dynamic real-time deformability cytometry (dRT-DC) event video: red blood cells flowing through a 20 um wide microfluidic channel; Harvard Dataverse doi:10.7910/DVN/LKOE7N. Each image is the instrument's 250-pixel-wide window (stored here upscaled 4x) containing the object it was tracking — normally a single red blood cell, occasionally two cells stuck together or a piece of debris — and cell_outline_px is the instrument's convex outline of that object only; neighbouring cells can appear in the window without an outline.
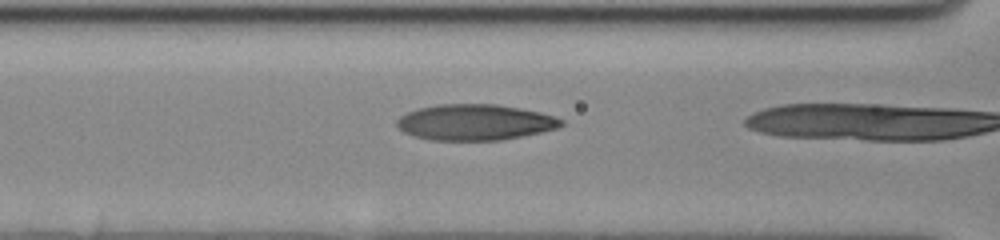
{"species": "human", "species_latin": "Homo sapiens", "temperature_condition": "cold", "stored_images_in_passage": 28, "camera_frame_rate_fps": 3000, "um_per_image_px": 0.085, "donor": {"sex": "female"}, "frame": {"image": 1, "passage_image": 27, "time_ms": 8.667, "image_size_px": [1000, 240], "cell_outline_px": [[564, 124], [556, 128], [540, 132], [500, 140], [428, 140], [412, 136], [404, 132], [396, 124], [396, 120], [400, 116], [408, 112], [420, 108], [436, 104], [496, 104], [520, 108], [540, 112], [564, 120]], "centroid_in_image_um": [40.34, 10.39], "position_along_channel_um": 126.3, "area_um2": 34.28}}